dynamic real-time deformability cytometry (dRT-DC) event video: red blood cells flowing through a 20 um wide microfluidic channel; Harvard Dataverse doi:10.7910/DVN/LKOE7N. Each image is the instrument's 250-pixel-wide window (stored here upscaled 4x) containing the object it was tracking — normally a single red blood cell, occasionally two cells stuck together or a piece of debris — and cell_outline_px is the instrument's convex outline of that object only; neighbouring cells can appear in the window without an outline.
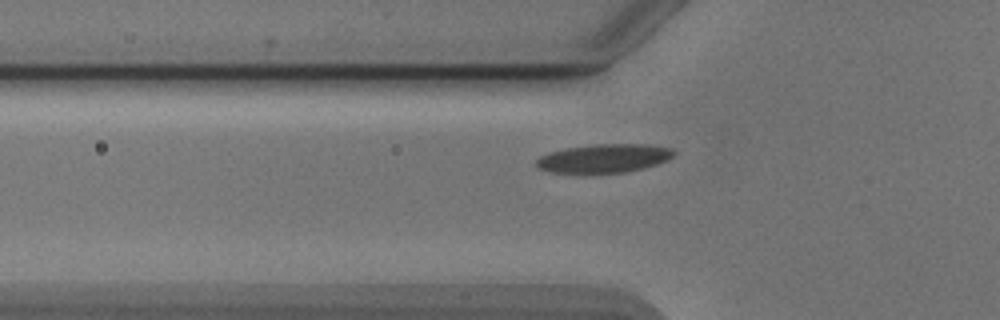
{"species": "Egyptian fruit bat (a non-hibernating species)", "species_latin": "Rousettus aegyptiacus", "temperature_condition": "cold", "stored_images_in_passage": 40, "camera_frame_rate_fps": 3000, "um_per_image_px": 0.085, "animal": {"sex": "male"}, "frame": {"image": 1, "passage_image": 5, "time_ms": 1.333, "image_size_px": [1000, 320], "cell_outline_px": [[676, 152], [668, 160], [644, 168], [624, 172], [552, 172], [540, 168], [536, 164], [536, 160], [540, 156], [548, 152], [568, 148], [596, 144], [648, 144], [672, 148]], "centroid_in_image_um": [51.38, 13.44], "position_along_channel_um": 74.4, "area_um2": 22.6}}
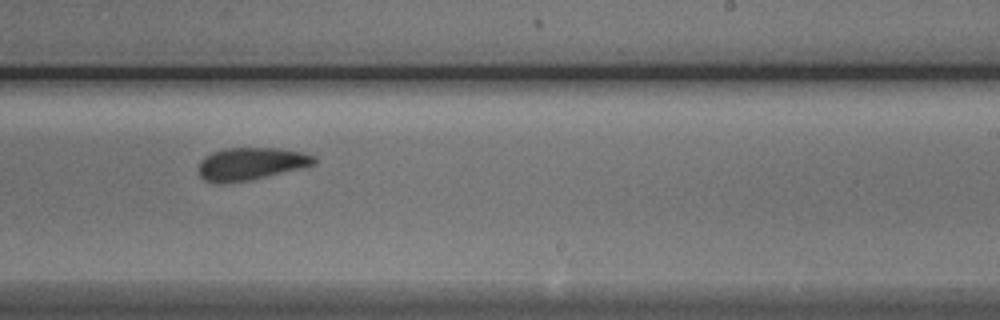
{"frame": {"image": 2, "passage_image": 20, "time_ms": 6.333, "image_size_px": [1000, 320], "cell_outline_px": [[316, 164], [304, 168], [252, 180], [224, 184], [216, 184], [204, 180], [200, 176], [200, 160], [204, 156], [212, 152], [224, 148], [280, 148], [304, 152], [316, 156]], "centroid_in_image_um": [21.36, 13.93], "position_along_channel_um": 267.6, "area_um2": 22.43}}
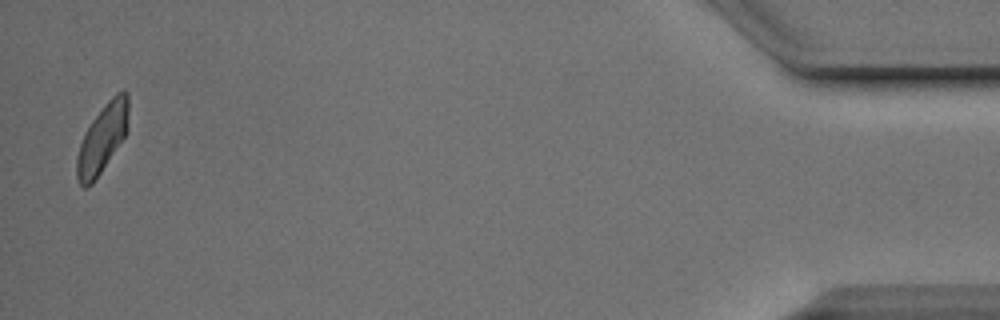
{"frame": {"image": 3, "passage_image": 39, "time_ms": 12.667, "image_size_px": [1000, 320], "cell_outline_px": [[128, 128], [124, 136], [92, 184], [84, 188], [80, 184], [76, 176], [76, 156], [84, 132], [92, 120], [104, 104], [116, 92], [124, 88], [128, 92]], "centroid_in_image_um": [8.69, 11.72], "position_along_channel_um": 426.5, "area_um2": 20.52}}